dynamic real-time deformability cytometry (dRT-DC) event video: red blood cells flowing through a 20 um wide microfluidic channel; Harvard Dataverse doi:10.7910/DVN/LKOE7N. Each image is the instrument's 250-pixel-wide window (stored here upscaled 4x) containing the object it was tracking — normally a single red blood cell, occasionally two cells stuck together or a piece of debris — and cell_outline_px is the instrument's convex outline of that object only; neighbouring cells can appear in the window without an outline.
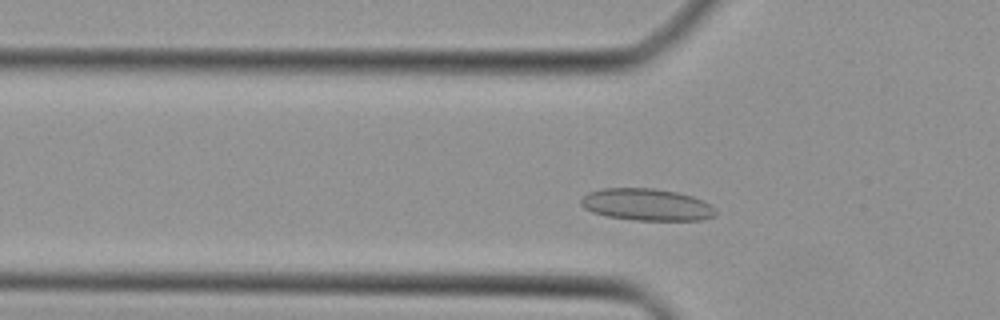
{"species": "Egyptian fruit bat (a non-hibernating species)", "species_latin": "Rousettus aegyptiacus", "temperature_condition": "cold", "stored_images_in_passage": 29, "camera_frame_rate_fps": 3000, "um_per_image_px": 0.085, "animal": {"sex": "female"}, "frame": {"image": 1, "passage_image": 3, "time_ms": 0.667, "image_size_px": [1000, 320], "cell_outline_px": [[716, 216], [704, 220], [636, 220], [608, 216], [592, 212], [584, 208], [580, 204], [580, 200], [588, 192], [600, 188], [656, 188], [676, 192], [692, 196], [708, 204], [716, 212]], "centroid_in_image_um": [54.93, 17.39], "position_along_channel_um": 70.9, "area_um2": 25.03}}
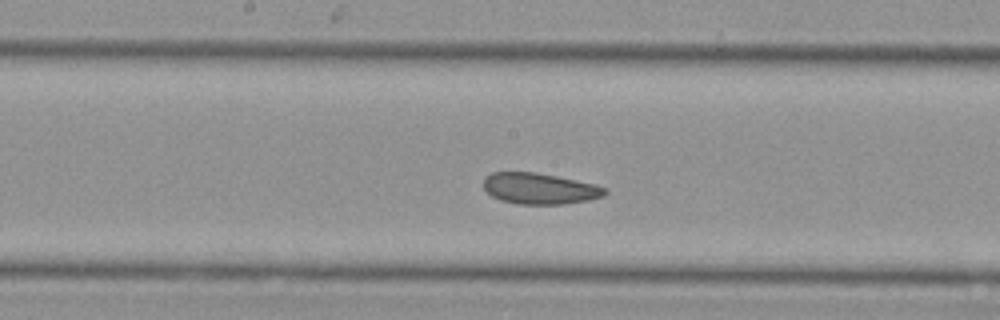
{"frame": {"image": 2, "passage_image": 12, "time_ms": 3.667, "image_size_px": [1000, 320], "cell_outline_px": [[608, 192], [604, 196], [588, 200], [564, 204], [516, 204], [500, 200], [492, 196], [484, 188], [484, 176], [492, 172], [536, 172], [596, 184], [604, 188]], "centroid_in_image_um": [45.86, 16.03], "position_along_channel_um": 202.3, "area_um2": 22.02}}
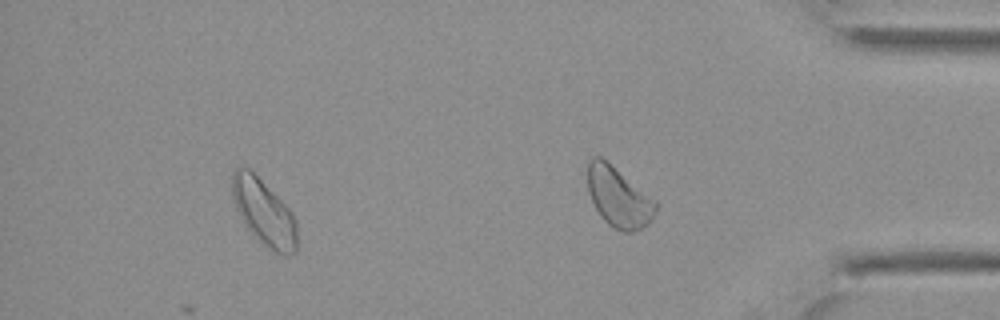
{"frame": {"image": 3, "passage_image": 25, "time_ms": 8.0, "image_size_px": [1000, 320], "cell_outline_px": [[296, 252], [288, 256], [284, 256], [260, 244], [256, 240], [244, 224], [236, 208], [232, 196], [232, 172], [236, 168], [248, 168], [292, 212], [296, 220]], "centroid_in_image_um": [22.42, 18.11], "position_along_channel_um": 412.8, "area_um2": 24.74}}